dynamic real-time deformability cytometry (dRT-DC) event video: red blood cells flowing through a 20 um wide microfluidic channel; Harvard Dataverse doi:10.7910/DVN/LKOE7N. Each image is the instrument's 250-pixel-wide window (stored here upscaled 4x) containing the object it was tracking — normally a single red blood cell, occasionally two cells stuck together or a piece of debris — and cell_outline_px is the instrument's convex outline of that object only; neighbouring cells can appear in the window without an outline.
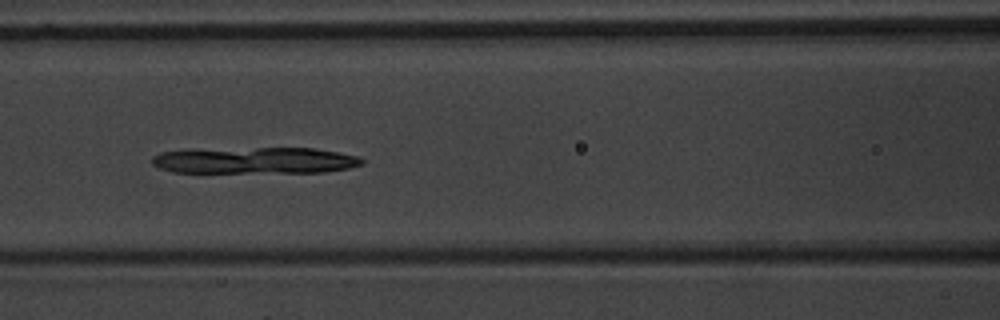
{"species": "common noctule bat (a hibernating species)", "species_latin": "Nyctalus noctula", "temperature_condition": "warm", "stored_images_in_passage": 8, "camera_frame_rate_fps": 3000, "um_per_image_px": 0.085, "animal": {"sex": "male", "body_mass_g": 20.1, "forearm_length_mm": 53.5}, "frame": {"image": 1, "passage_image": 8, "time_ms": 8.0, "image_size_px": [1000, 320], "cell_outline_px": [[364, 164], [348, 168], [324, 172], [172, 172], [160, 168], [152, 164], [152, 156], [160, 152], [184, 148], [316, 148], [360, 156], [364, 160]], "centroid_in_image_um": [21.62, 13.62], "position_along_channel_um": 145.0, "area_um2": 32.95}}